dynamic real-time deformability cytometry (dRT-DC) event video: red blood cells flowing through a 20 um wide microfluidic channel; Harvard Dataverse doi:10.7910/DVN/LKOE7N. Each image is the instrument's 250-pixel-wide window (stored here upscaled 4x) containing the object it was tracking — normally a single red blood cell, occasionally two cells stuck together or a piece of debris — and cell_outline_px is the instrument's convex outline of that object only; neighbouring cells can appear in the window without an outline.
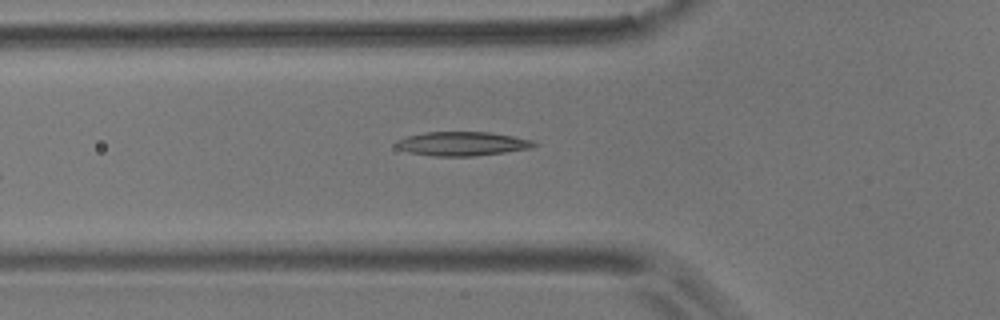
{"species": "common noctule bat (a hibernating species)", "species_latin": "Nyctalus noctula", "temperature_condition": "room temperature", "stored_images_in_passage": 5, "camera_frame_rate_fps": 3000, "um_per_image_px": 0.085, "animal": {"sex": "male", "body_mass_g": 17.9}, "frame": {"image": 1, "passage_image": 5, "time_ms": 1.333, "image_size_px": [1000, 320], "cell_outline_px": [[540, 144], [532, 148], [476, 156], [432, 156], [408, 152], [396, 148], [392, 144], [396, 140], [408, 136], [424, 132], [492, 132], [532, 140]], "centroid_in_image_um": [39.26, 12.22], "position_along_channel_um": 86.5, "area_um2": 19.54}}